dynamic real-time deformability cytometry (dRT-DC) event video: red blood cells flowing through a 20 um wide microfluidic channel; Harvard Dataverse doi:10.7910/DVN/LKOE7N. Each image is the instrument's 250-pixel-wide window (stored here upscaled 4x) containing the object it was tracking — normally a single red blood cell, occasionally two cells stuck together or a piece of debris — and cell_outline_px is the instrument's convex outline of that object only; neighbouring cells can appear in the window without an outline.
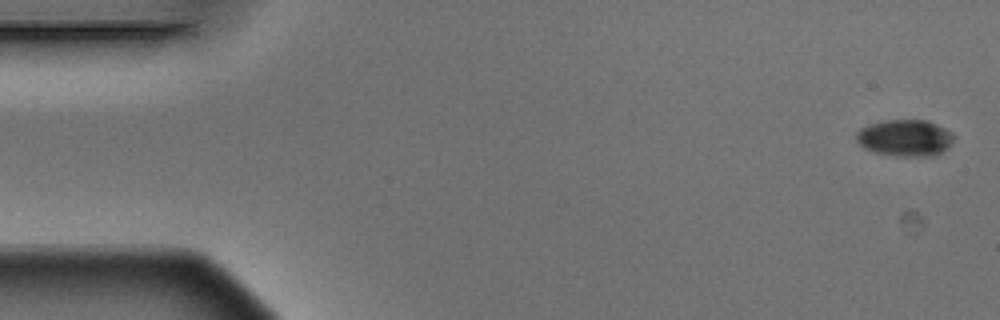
{"species": "Egyptian fruit bat (a non-hibernating species)", "species_latin": "Rousettus aegyptiacus", "temperature_condition": "warm", "stored_images_in_passage": 5, "camera_frame_rate_fps": 3000, "um_per_image_px": 0.085, "animal": {"sex": "male"}, "frame": {"image": 1, "passage_image": 1, "time_ms": 0.0, "image_size_px": [1000, 320], "cell_outline_px": [[956, 136], [948, 148], [936, 156], [900, 156], [876, 152], [864, 148], [856, 140], [856, 132], [860, 128], [872, 124], [888, 120], [928, 120], [952, 132]], "centroid_in_image_um": [76.97, 11.72], "position_along_channel_um": 8.0, "area_um2": 20.81}}
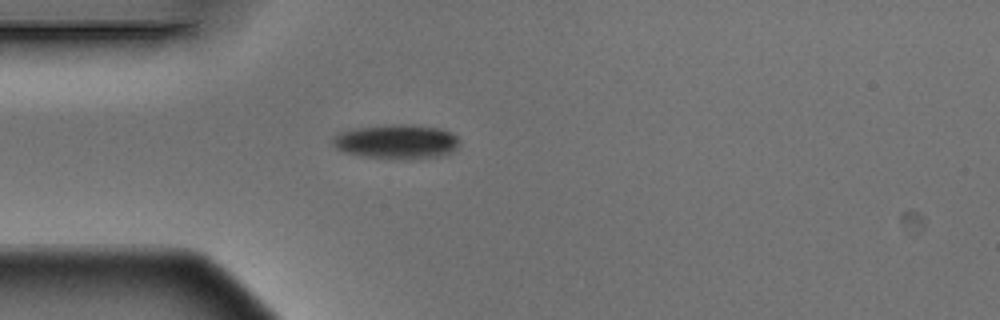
{"frame": {"image": 2, "passage_image": 5, "time_ms": 1.333, "image_size_px": [1000, 320], "cell_outline_px": [[460, 144], [452, 152], [444, 156], [412, 160], [404, 160], [364, 156], [344, 152], [336, 148], [332, 144], [332, 136], [340, 132], [356, 128], [392, 124], [412, 124], [440, 128], [456, 136], [460, 140]], "centroid_in_image_um": [33.74, 12.05], "position_along_channel_um": 51.3, "area_um2": 25.84}}